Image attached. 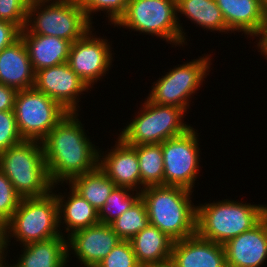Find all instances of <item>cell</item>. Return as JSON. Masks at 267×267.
Segmentation results:
<instances>
[{"instance_id":"6","label":"cell","mask_w":267,"mask_h":267,"mask_svg":"<svg viewBox=\"0 0 267 267\" xmlns=\"http://www.w3.org/2000/svg\"><path fill=\"white\" fill-rule=\"evenodd\" d=\"M91 24L78 0H51L30 2L25 28L31 34L54 36L73 43L92 29Z\"/></svg>"},{"instance_id":"22","label":"cell","mask_w":267,"mask_h":267,"mask_svg":"<svg viewBox=\"0 0 267 267\" xmlns=\"http://www.w3.org/2000/svg\"><path fill=\"white\" fill-rule=\"evenodd\" d=\"M18 262L9 267H66L68 260L65 236L23 245Z\"/></svg>"},{"instance_id":"2","label":"cell","mask_w":267,"mask_h":267,"mask_svg":"<svg viewBox=\"0 0 267 267\" xmlns=\"http://www.w3.org/2000/svg\"><path fill=\"white\" fill-rule=\"evenodd\" d=\"M193 191L170 185L148 186L141 191L151 225L172 240L196 234L197 206L192 205Z\"/></svg>"},{"instance_id":"17","label":"cell","mask_w":267,"mask_h":267,"mask_svg":"<svg viewBox=\"0 0 267 267\" xmlns=\"http://www.w3.org/2000/svg\"><path fill=\"white\" fill-rule=\"evenodd\" d=\"M170 259L177 267H227L224 245L197 233L174 241Z\"/></svg>"},{"instance_id":"35","label":"cell","mask_w":267,"mask_h":267,"mask_svg":"<svg viewBox=\"0 0 267 267\" xmlns=\"http://www.w3.org/2000/svg\"><path fill=\"white\" fill-rule=\"evenodd\" d=\"M18 90L0 83V111L14 110Z\"/></svg>"},{"instance_id":"14","label":"cell","mask_w":267,"mask_h":267,"mask_svg":"<svg viewBox=\"0 0 267 267\" xmlns=\"http://www.w3.org/2000/svg\"><path fill=\"white\" fill-rule=\"evenodd\" d=\"M67 238L68 258L69 252L74 250L85 267H96L122 241L110 224L103 223L79 229Z\"/></svg>"},{"instance_id":"19","label":"cell","mask_w":267,"mask_h":267,"mask_svg":"<svg viewBox=\"0 0 267 267\" xmlns=\"http://www.w3.org/2000/svg\"><path fill=\"white\" fill-rule=\"evenodd\" d=\"M227 28L254 36L267 22L261 0H215Z\"/></svg>"},{"instance_id":"34","label":"cell","mask_w":267,"mask_h":267,"mask_svg":"<svg viewBox=\"0 0 267 267\" xmlns=\"http://www.w3.org/2000/svg\"><path fill=\"white\" fill-rule=\"evenodd\" d=\"M20 37V30L12 23L0 20V51Z\"/></svg>"},{"instance_id":"39","label":"cell","mask_w":267,"mask_h":267,"mask_svg":"<svg viewBox=\"0 0 267 267\" xmlns=\"http://www.w3.org/2000/svg\"><path fill=\"white\" fill-rule=\"evenodd\" d=\"M263 11L267 17V0H261Z\"/></svg>"},{"instance_id":"8","label":"cell","mask_w":267,"mask_h":267,"mask_svg":"<svg viewBox=\"0 0 267 267\" xmlns=\"http://www.w3.org/2000/svg\"><path fill=\"white\" fill-rule=\"evenodd\" d=\"M185 112L176 106L155 104L147 98L140 113L118 137L128 145L163 143L192 128L182 120Z\"/></svg>"},{"instance_id":"36","label":"cell","mask_w":267,"mask_h":267,"mask_svg":"<svg viewBox=\"0 0 267 267\" xmlns=\"http://www.w3.org/2000/svg\"><path fill=\"white\" fill-rule=\"evenodd\" d=\"M255 36L259 37L257 46L261 50V55L264 54L267 59V22Z\"/></svg>"},{"instance_id":"28","label":"cell","mask_w":267,"mask_h":267,"mask_svg":"<svg viewBox=\"0 0 267 267\" xmlns=\"http://www.w3.org/2000/svg\"><path fill=\"white\" fill-rule=\"evenodd\" d=\"M140 195L141 192L136 191L134 196V190L127 187H115L103 207L98 211L100 223L110 224L113 222L131 208L141 197Z\"/></svg>"},{"instance_id":"40","label":"cell","mask_w":267,"mask_h":267,"mask_svg":"<svg viewBox=\"0 0 267 267\" xmlns=\"http://www.w3.org/2000/svg\"><path fill=\"white\" fill-rule=\"evenodd\" d=\"M6 252H1L0 251V258H6V254H5ZM4 254H5V256H4Z\"/></svg>"},{"instance_id":"9","label":"cell","mask_w":267,"mask_h":267,"mask_svg":"<svg viewBox=\"0 0 267 267\" xmlns=\"http://www.w3.org/2000/svg\"><path fill=\"white\" fill-rule=\"evenodd\" d=\"M13 111L23 140L39 142L69 113L59 103L34 87L18 90Z\"/></svg>"},{"instance_id":"1","label":"cell","mask_w":267,"mask_h":267,"mask_svg":"<svg viewBox=\"0 0 267 267\" xmlns=\"http://www.w3.org/2000/svg\"><path fill=\"white\" fill-rule=\"evenodd\" d=\"M78 113H68L41 141L50 180L57 185L98 167L99 149L90 142Z\"/></svg>"},{"instance_id":"27","label":"cell","mask_w":267,"mask_h":267,"mask_svg":"<svg viewBox=\"0 0 267 267\" xmlns=\"http://www.w3.org/2000/svg\"><path fill=\"white\" fill-rule=\"evenodd\" d=\"M150 225L145 202L140 197L134 205L110 223L121 240L129 241L133 236Z\"/></svg>"},{"instance_id":"5","label":"cell","mask_w":267,"mask_h":267,"mask_svg":"<svg viewBox=\"0 0 267 267\" xmlns=\"http://www.w3.org/2000/svg\"><path fill=\"white\" fill-rule=\"evenodd\" d=\"M58 227V203L54 192L42 197L22 198L12 217L5 223L4 251L10 245L8 239L11 236L23 246L62 236Z\"/></svg>"},{"instance_id":"15","label":"cell","mask_w":267,"mask_h":267,"mask_svg":"<svg viewBox=\"0 0 267 267\" xmlns=\"http://www.w3.org/2000/svg\"><path fill=\"white\" fill-rule=\"evenodd\" d=\"M227 267H262L267 259V217L224 244Z\"/></svg>"},{"instance_id":"37","label":"cell","mask_w":267,"mask_h":267,"mask_svg":"<svg viewBox=\"0 0 267 267\" xmlns=\"http://www.w3.org/2000/svg\"><path fill=\"white\" fill-rule=\"evenodd\" d=\"M5 243V223L0 220V251L4 252Z\"/></svg>"},{"instance_id":"12","label":"cell","mask_w":267,"mask_h":267,"mask_svg":"<svg viewBox=\"0 0 267 267\" xmlns=\"http://www.w3.org/2000/svg\"><path fill=\"white\" fill-rule=\"evenodd\" d=\"M91 29L79 40L71 43L68 65L91 87L95 82L105 76L112 65V51L110 43L103 38H96ZM108 43V44H107Z\"/></svg>"},{"instance_id":"13","label":"cell","mask_w":267,"mask_h":267,"mask_svg":"<svg viewBox=\"0 0 267 267\" xmlns=\"http://www.w3.org/2000/svg\"><path fill=\"white\" fill-rule=\"evenodd\" d=\"M34 88L45 93L69 113H78L79 94L90 89L67 62L36 71Z\"/></svg>"},{"instance_id":"3","label":"cell","mask_w":267,"mask_h":267,"mask_svg":"<svg viewBox=\"0 0 267 267\" xmlns=\"http://www.w3.org/2000/svg\"><path fill=\"white\" fill-rule=\"evenodd\" d=\"M265 217V205L222 200L197 206L196 233L224 245L252 229Z\"/></svg>"},{"instance_id":"33","label":"cell","mask_w":267,"mask_h":267,"mask_svg":"<svg viewBox=\"0 0 267 267\" xmlns=\"http://www.w3.org/2000/svg\"><path fill=\"white\" fill-rule=\"evenodd\" d=\"M23 141L13 110L0 111V153Z\"/></svg>"},{"instance_id":"18","label":"cell","mask_w":267,"mask_h":267,"mask_svg":"<svg viewBox=\"0 0 267 267\" xmlns=\"http://www.w3.org/2000/svg\"><path fill=\"white\" fill-rule=\"evenodd\" d=\"M0 83L17 90L34 87L35 72L21 37L0 51Z\"/></svg>"},{"instance_id":"10","label":"cell","mask_w":267,"mask_h":267,"mask_svg":"<svg viewBox=\"0 0 267 267\" xmlns=\"http://www.w3.org/2000/svg\"><path fill=\"white\" fill-rule=\"evenodd\" d=\"M210 55L170 69L166 75L154 82L147 97L151 102L171 105L187 111L189 99L202 85L210 69Z\"/></svg>"},{"instance_id":"42","label":"cell","mask_w":267,"mask_h":267,"mask_svg":"<svg viewBox=\"0 0 267 267\" xmlns=\"http://www.w3.org/2000/svg\"><path fill=\"white\" fill-rule=\"evenodd\" d=\"M30 2H36V1H51V0H29Z\"/></svg>"},{"instance_id":"26","label":"cell","mask_w":267,"mask_h":267,"mask_svg":"<svg viewBox=\"0 0 267 267\" xmlns=\"http://www.w3.org/2000/svg\"><path fill=\"white\" fill-rule=\"evenodd\" d=\"M139 160L141 191L148 186L164 185L162 143L130 145Z\"/></svg>"},{"instance_id":"25","label":"cell","mask_w":267,"mask_h":267,"mask_svg":"<svg viewBox=\"0 0 267 267\" xmlns=\"http://www.w3.org/2000/svg\"><path fill=\"white\" fill-rule=\"evenodd\" d=\"M176 10L208 31H230L215 0H176Z\"/></svg>"},{"instance_id":"41","label":"cell","mask_w":267,"mask_h":267,"mask_svg":"<svg viewBox=\"0 0 267 267\" xmlns=\"http://www.w3.org/2000/svg\"><path fill=\"white\" fill-rule=\"evenodd\" d=\"M4 259V260H3ZM5 258H0V266L5 262Z\"/></svg>"},{"instance_id":"30","label":"cell","mask_w":267,"mask_h":267,"mask_svg":"<svg viewBox=\"0 0 267 267\" xmlns=\"http://www.w3.org/2000/svg\"><path fill=\"white\" fill-rule=\"evenodd\" d=\"M96 267H142L130 241L122 240Z\"/></svg>"},{"instance_id":"24","label":"cell","mask_w":267,"mask_h":267,"mask_svg":"<svg viewBox=\"0 0 267 267\" xmlns=\"http://www.w3.org/2000/svg\"><path fill=\"white\" fill-rule=\"evenodd\" d=\"M69 185L97 211L103 207L116 187L99 166L93 171L73 177Z\"/></svg>"},{"instance_id":"38","label":"cell","mask_w":267,"mask_h":267,"mask_svg":"<svg viewBox=\"0 0 267 267\" xmlns=\"http://www.w3.org/2000/svg\"><path fill=\"white\" fill-rule=\"evenodd\" d=\"M152 267H177V266L170 259L168 261L162 262V263L157 264V265L152 266Z\"/></svg>"},{"instance_id":"31","label":"cell","mask_w":267,"mask_h":267,"mask_svg":"<svg viewBox=\"0 0 267 267\" xmlns=\"http://www.w3.org/2000/svg\"><path fill=\"white\" fill-rule=\"evenodd\" d=\"M29 0H0V20L12 23L20 31L26 27Z\"/></svg>"},{"instance_id":"44","label":"cell","mask_w":267,"mask_h":267,"mask_svg":"<svg viewBox=\"0 0 267 267\" xmlns=\"http://www.w3.org/2000/svg\"><path fill=\"white\" fill-rule=\"evenodd\" d=\"M265 216L267 217V205H265Z\"/></svg>"},{"instance_id":"23","label":"cell","mask_w":267,"mask_h":267,"mask_svg":"<svg viewBox=\"0 0 267 267\" xmlns=\"http://www.w3.org/2000/svg\"><path fill=\"white\" fill-rule=\"evenodd\" d=\"M70 192L67 200H64L66 197L63 195L55 194L58 203L59 228L61 223L66 224L64 228L70 235V232L100 223L98 211L71 186Z\"/></svg>"},{"instance_id":"7","label":"cell","mask_w":267,"mask_h":267,"mask_svg":"<svg viewBox=\"0 0 267 267\" xmlns=\"http://www.w3.org/2000/svg\"><path fill=\"white\" fill-rule=\"evenodd\" d=\"M178 20L176 0H130L114 27L124 26L183 46L186 33Z\"/></svg>"},{"instance_id":"29","label":"cell","mask_w":267,"mask_h":267,"mask_svg":"<svg viewBox=\"0 0 267 267\" xmlns=\"http://www.w3.org/2000/svg\"><path fill=\"white\" fill-rule=\"evenodd\" d=\"M81 8L86 14V17L91 22L92 15L91 13H95L98 11H106L108 14L109 22L115 24L118 19L124 14L126 6L130 0H78Z\"/></svg>"},{"instance_id":"11","label":"cell","mask_w":267,"mask_h":267,"mask_svg":"<svg viewBox=\"0 0 267 267\" xmlns=\"http://www.w3.org/2000/svg\"><path fill=\"white\" fill-rule=\"evenodd\" d=\"M197 131L192 127L186 133L162 143L164 185L194 188L199 174L200 148Z\"/></svg>"},{"instance_id":"32","label":"cell","mask_w":267,"mask_h":267,"mask_svg":"<svg viewBox=\"0 0 267 267\" xmlns=\"http://www.w3.org/2000/svg\"><path fill=\"white\" fill-rule=\"evenodd\" d=\"M22 197L16 192L13 184L0 170V220L6 223L18 208Z\"/></svg>"},{"instance_id":"20","label":"cell","mask_w":267,"mask_h":267,"mask_svg":"<svg viewBox=\"0 0 267 267\" xmlns=\"http://www.w3.org/2000/svg\"><path fill=\"white\" fill-rule=\"evenodd\" d=\"M34 72L68 61L71 42L54 36L31 34L26 28L20 31Z\"/></svg>"},{"instance_id":"16","label":"cell","mask_w":267,"mask_h":267,"mask_svg":"<svg viewBox=\"0 0 267 267\" xmlns=\"http://www.w3.org/2000/svg\"><path fill=\"white\" fill-rule=\"evenodd\" d=\"M114 148L102 156L99 151L98 166L116 185L141 192V175L136 150L119 137ZM102 157V158H101Z\"/></svg>"},{"instance_id":"4","label":"cell","mask_w":267,"mask_h":267,"mask_svg":"<svg viewBox=\"0 0 267 267\" xmlns=\"http://www.w3.org/2000/svg\"><path fill=\"white\" fill-rule=\"evenodd\" d=\"M0 170L22 198L45 196L56 186L50 180L39 141L23 140L1 152Z\"/></svg>"},{"instance_id":"43","label":"cell","mask_w":267,"mask_h":267,"mask_svg":"<svg viewBox=\"0 0 267 267\" xmlns=\"http://www.w3.org/2000/svg\"><path fill=\"white\" fill-rule=\"evenodd\" d=\"M0 267H9V265L7 266L6 263L4 262Z\"/></svg>"},{"instance_id":"21","label":"cell","mask_w":267,"mask_h":267,"mask_svg":"<svg viewBox=\"0 0 267 267\" xmlns=\"http://www.w3.org/2000/svg\"><path fill=\"white\" fill-rule=\"evenodd\" d=\"M129 241L142 267H152L171 258L174 240L156 226L148 225Z\"/></svg>"}]
</instances>
